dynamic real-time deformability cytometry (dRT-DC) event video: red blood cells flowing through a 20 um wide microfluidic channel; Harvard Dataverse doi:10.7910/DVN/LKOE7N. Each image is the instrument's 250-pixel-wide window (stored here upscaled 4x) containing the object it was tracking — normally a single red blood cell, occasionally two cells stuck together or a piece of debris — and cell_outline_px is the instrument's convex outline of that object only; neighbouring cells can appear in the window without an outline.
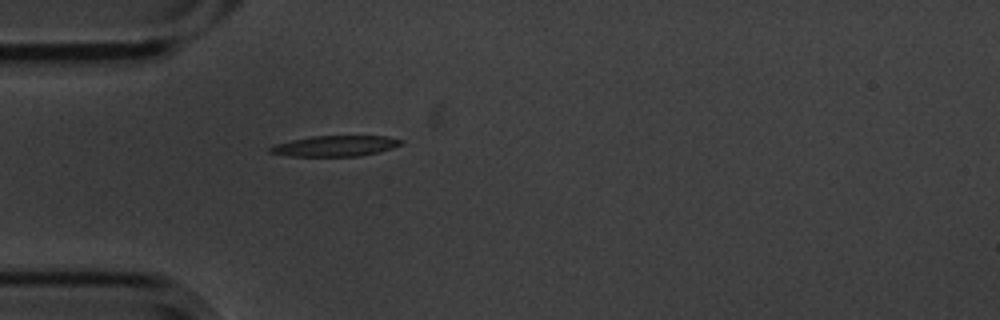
{"species": "common noctule bat (a hibernating species)", "species_latin": "Nyctalus noctula", "temperature_condition": "cold", "stored_images_in_passage": 1, "camera_frame_rate_fps": 3000, "um_per_image_px": 0.085, "animal": {"sex": "male", "body_mass_g": 20.1, "forearm_length_mm": 53.5}, "frame": {"image": 1, "passage_image": 1, "time_ms": 0.0, "image_size_px": [1000, 320], "cell_outline_px": [[404, 140], [400, 144], [392, 148], [360, 156], [288, 156], [268, 152], [268, 148], [276, 144], [292, 140], [312, 136], [384, 136]], "centroid_in_image_um": [28.46, 12.41], "position_along_channel_um": 56.5, "area_um2": 15.61}}